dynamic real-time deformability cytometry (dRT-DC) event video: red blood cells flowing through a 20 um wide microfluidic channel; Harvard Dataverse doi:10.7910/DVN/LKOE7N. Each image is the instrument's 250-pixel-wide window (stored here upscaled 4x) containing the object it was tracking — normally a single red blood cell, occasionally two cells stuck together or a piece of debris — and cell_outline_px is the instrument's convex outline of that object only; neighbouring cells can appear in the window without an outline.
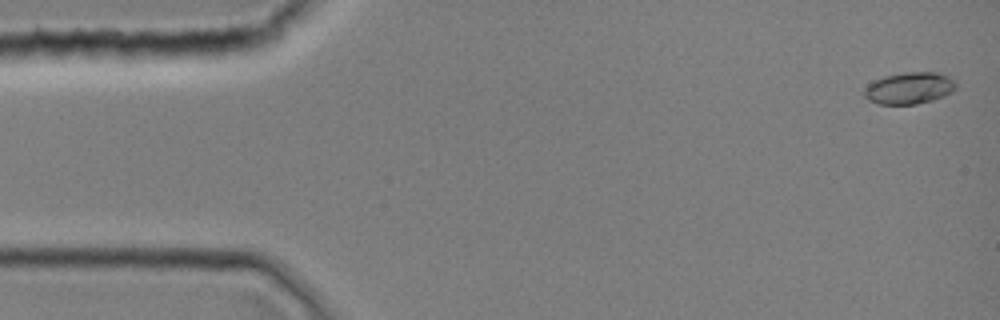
{"species": "common noctule bat (a hibernating species)", "species_latin": "Nyctalus noctula", "temperature_condition": "room temperature", "stored_images_in_passage": 3, "camera_frame_rate_fps": 3000, "um_per_image_px": 0.085, "animal": {"sex": "female", "body_mass_g": 19.0, "forearm_length_mm": 51.5}, "frame": {"image": 1, "passage_image": 1, "time_ms": 0.0, "image_size_px": [1000, 320], "cell_outline_px": [[956, 88], [952, 92], [944, 96], [932, 100], [916, 104], [880, 104], [868, 100], [864, 96], [864, 88], [872, 80], [884, 76], [904, 72], [940, 72], [948, 76], [956, 84]], "centroid_in_image_um": [77.27, 7.48], "position_along_channel_um": 7.7, "area_um2": 17.11}}